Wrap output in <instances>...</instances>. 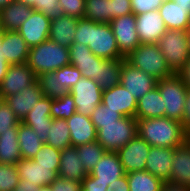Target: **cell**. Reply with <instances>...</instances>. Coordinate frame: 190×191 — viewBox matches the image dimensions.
Returning a JSON list of instances; mask_svg holds the SVG:
<instances>
[{
  "label": "cell",
  "mask_w": 190,
  "mask_h": 191,
  "mask_svg": "<svg viewBox=\"0 0 190 191\" xmlns=\"http://www.w3.org/2000/svg\"><path fill=\"white\" fill-rule=\"evenodd\" d=\"M74 43L89 46L94 55L103 59H125L118 49L109 23H97L85 18L78 19Z\"/></svg>",
  "instance_id": "6da1fadb"
},
{
  "label": "cell",
  "mask_w": 190,
  "mask_h": 191,
  "mask_svg": "<svg viewBox=\"0 0 190 191\" xmlns=\"http://www.w3.org/2000/svg\"><path fill=\"white\" fill-rule=\"evenodd\" d=\"M137 133L150 146L166 148H175L190 138L181 122L167 117L137 119Z\"/></svg>",
  "instance_id": "7a4b0ae2"
},
{
  "label": "cell",
  "mask_w": 190,
  "mask_h": 191,
  "mask_svg": "<svg viewBox=\"0 0 190 191\" xmlns=\"http://www.w3.org/2000/svg\"><path fill=\"white\" fill-rule=\"evenodd\" d=\"M27 65L36 77L70 64L69 48L47 39L29 49Z\"/></svg>",
  "instance_id": "3957f363"
},
{
  "label": "cell",
  "mask_w": 190,
  "mask_h": 191,
  "mask_svg": "<svg viewBox=\"0 0 190 191\" xmlns=\"http://www.w3.org/2000/svg\"><path fill=\"white\" fill-rule=\"evenodd\" d=\"M125 60L133 67L144 71L157 80L174 74L168 67L166 59L157 44H139L125 57Z\"/></svg>",
  "instance_id": "277c9868"
},
{
  "label": "cell",
  "mask_w": 190,
  "mask_h": 191,
  "mask_svg": "<svg viewBox=\"0 0 190 191\" xmlns=\"http://www.w3.org/2000/svg\"><path fill=\"white\" fill-rule=\"evenodd\" d=\"M137 135V119L123 116L116 123L98 124L97 142L106 152H117Z\"/></svg>",
  "instance_id": "5b68a950"
},
{
  "label": "cell",
  "mask_w": 190,
  "mask_h": 191,
  "mask_svg": "<svg viewBox=\"0 0 190 191\" xmlns=\"http://www.w3.org/2000/svg\"><path fill=\"white\" fill-rule=\"evenodd\" d=\"M165 108L164 117L181 122L184 112L187 85L178 74L157 81Z\"/></svg>",
  "instance_id": "8992f818"
},
{
  "label": "cell",
  "mask_w": 190,
  "mask_h": 191,
  "mask_svg": "<svg viewBox=\"0 0 190 191\" xmlns=\"http://www.w3.org/2000/svg\"><path fill=\"white\" fill-rule=\"evenodd\" d=\"M186 35L187 31L185 30L167 29L157 42L168 67L174 74H177L189 59Z\"/></svg>",
  "instance_id": "52a82bcc"
},
{
  "label": "cell",
  "mask_w": 190,
  "mask_h": 191,
  "mask_svg": "<svg viewBox=\"0 0 190 191\" xmlns=\"http://www.w3.org/2000/svg\"><path fill=\"white\" fill-rule=\"evenodd\" d=\"M100 86L93 80L81 77L69 93L74 99L76 112L90 117L92 111L102 103Z\"/></svg>",
  "instance_id": "ba28073f"
},
{
  "label": "cell",
  "mask_w": 190,
  "mask_h": 191,
  "mask_svg": "<svg viewBox=\"0 0 190 191\" xmlns=\"http://www.w3.org/2000/svg\"><path fill=\"white\" fill-rule=\"evenodd\" d=\"M109 24L116 38L120 53L126 57L140 44L136 31V15L132 13L117 17L112 19Z\"/></svg>",
  "instance_id": "9c48e42d"
},
{
  "label": "cell",
  "mask_w": 190,
  "mask_h": 191,
  "mask_svg": "<svg viewBox=\"0 0 190 191\" xmlns=\"http://www.w3.org/2000/svg\"><path fill=\"white\" fill-rule=\"evenodd\" d=\"M151 146L139 135L117 151L125 173L144 171Z\"/></svg>",
  "instance_id": "30bf717a"
},
{
  "label": "cell",
  "mask_w": 190,
  "mask_h": 191,
  "mask_svg": "<svg viewBox=\"0 0 190 191\" xmlns=\"http://www.w3.org/2000/svg\"><path fill=\"white\" fill-rule=\"evenodd\" d=\"M37 80L27 63L9 65L7 73L0 84L2 100L17 94L20 90L32 85Z\"/></svg>",
  "instance_id": "8fae6325"
},
{
  "label": "cell",
  "mask_w": 190,
  "mask_h": 191,
  "mask_svg": "<svg viewBox=\"0 0 190 191\" xmlns=\"http://www.w3.org/2000/svg\"><path fill=\"white\" fill-rule=\"evenodd\" d=\"M157 81L155 77L133 67L125 59L122 61L121 84L135 96L137 101L155 88Z\"/></svg>",
  "instance_id": "7c38bea8"
},
{
  "label": "cell",
  "mask_w": 190,
  "mask_h": 191,
  "mask_svg": "<svg viewBox=\"0 0 190 191\" xmlns=\"http://www.w3.org/2000/svg\"><path fill=\"white\" fill-rule=\"evenodd\" d=\"M70 64L82 73V77L93 79L99 85L100 57L94 55L83 43H73L69 47Z\"/></svg>",
  "instance_id": "4fadbf2b"
},
{
  "label": "cell",
  "mask_w": 190,
  "mask_h": 191,
  "mask_svg": "<svg viewBox=\"0 0 190 191\" xmlns=\"http://www.w3.org/2000/svg\"><path fill=\"white\" fill-rule=\"evenodd\" d=\"M50 26L51 19L41 12L33 11L17 32L26 41L28 47L32 48L49 39Z\"/></svg>",
  "instance_id": "5bb4252c"
},
{
  "label": "cell",
  "mask_w": 190,
  "mask_h": 191,
  "mask_svg": "<svg viewBox=\"0 0 190 191\" xmlns=\"http://www.w3.org/2000/svg\"><path fill=\"white\" fill-rule=\"evenodd\" d=\"M167 30L158 10L136 15V31L140 44H157Z\"/></svg>",
  "instance_id": "9a60e30c"
},
{
  "label": "cell",
  "mask_w": 190,
  "mask_h": 191,
  "mask_svg": "<svg viewBox=\"0 0 190 191\" xmlns=\"http://www.w3.org/2000/svg\"><path fill=\"white\" fill-rule=\"evenodd\" d=\"M102 103L122 116L135 118L137 99L121 83L102 92Z\"/></svg>",
  "instance_id": "2e32d148"
},
{
  "label": "cell",
  "mask_w": 190,
  "mask_h": 191,
  "mask_svg": "<svg viewBox=\"0 0 190 191\" xmlns=\"http://www.w3.org/2000/svg\"><path fill=\"white\" fill-rule=\"evenodd\" d=\"M50 109L51 99L43 96L21 121L26 126L31 127L44 143L53 121Z\"/></svg>",
  "instance_id": "e0dca14e"
},
{
  "label": "cell",
  "mask_w": 190,
  "mask_h": 191,
  "mask_svg": "<svg viewBox=\"0 0 190 191\" xmlns=\"http://www.w3.org/2000/svg\"><path fill=\"white\" fill-rule=\"evenodd\" d=\"M169 182L190 188V138L173 148Z\"/></svg>",
  "instance_id": "ac0fdd59"
},
{
  "label": "cell",
  "mask_w": 190,
  "mask_h": 191,
  "mask_svg": "<svg viewBox=\"0 0 190 191\" xmlns=\"http://www.w3.org/2000/svg\"><path fill=\"white\" fill-rule=\"evenodd\" d=\"M43 96V92L36 80L32 85L20 90L15 95L6 97L4 100L18 119L22 121Z\"/></svg>",
  "instance_id": "d6986e66"
},
{
  "label": "cell",
  "mask_w": 190,
  "mask_h": 191,
  "mask_svg": "<svg viewBox=\"0 0 190 191\" xmlns=\"http://www.w3.org/2000/svg\"><path fill=\"white\" fill-rule=\"evenodd\" d=\"M20 179L34 183L40 187L50 185L58 177L52 167H44L32 159L22 158L16 163Z\"/></svg>",
  "instance_id": "ffe728a7"
},
{
  "label": "cell",
  "mask_w": 190,
  "mask_h": 191,
  "mask_svg": "<svg viewBox=\"0 0 190 191\" xmlns=\"http://www.w3.org/2000/svg\"><path fill=\"white\" fill-rule=\"evenodd\" d=\"M1 45L3 55L10 65L27 62L30 48L17 31L2 30Z\"/></svg>",
  "instance_id": "44dd1931"
},
{
  "label": "cell",
  "mask_w": 190,
  "mask_h": 191,
  "mask_svg": "<svg viewBox=\"0 0 190 191\" xmlns=\"http://www.w3.org/2000/svg\"><path fill=\"white\" fill-rule=\"evenodd\" d=\"M66 121L70 130L71 146L97 141V129L90 117L75 112Z\"/></svg>",
  "instance_id": "7402d4cb"
},
{
  "label": "cell",
  "mask_w": 190,
  "mask_h": 191,
  "mask_svg": "<svg viewBox=\"0 0 190 191\" xmlns=\"http://www.w3.org/2000/svg\"><path fill=\"white\" fill-rule=\"evenodd\" d=\"M172 160L173 148L151 146L145 170L163 181H169Z\"/></svg>",
  "instance_id": "603a6c76"
},
{
  "label": "cell",
  "mask_w": 190,
  "mask_h": 191,
  "mask_svg": "<svg viewBox=\"0 0 190 191\" xmlns=\"http://www.w3.org/2000/svg\"><path fill=\"white\" fill-rule=\"evenodd\" d=\"M168 30L190 31V11L173 0H166L158 9Z\"/></svg>",
  "instance_id": "cb8c5ba5"
},
{
  "label": "cell",
  "mask_w": 190,
  "mask_h": 191,
  "mask_svg": "<svg viewBox=\"0 0 190 191\" xmlns=\"http://www.w3.org/2000/svg\"><path fill=\"white\" fill-rule=\"evenodd\" d=\"M90 174L103 184H110L126 175L117 152H105Z\"/></svg>",
  "instance_id": "d4e9b609"
},
{
  "label": "cell",
  "mask_w": 190,
  "mask_h": 191,
  "mask_svg": "<svg viewBox=\"0 0 190 191\" xmlns=\"http://www.w3.org/2000/svg\"><path fill=\"white\" fill-rule=\"evenodd\" d=\"M58 176L82 182L89 174L79 159L77 147L69 146L61 150Z\"/></svg>",
  "instance_id": "484cf974"
},
{
  "label": "cell",
  "mask_w": 190,
  "mask_h": 191,
  "mask_svg": "<svg viewBox=\"0 0 190 191\" xmlns=\"http://www.w3.org/2000/svg\"><path fill=\"white\" fill-rule=\"evenodd\" d=\"M34 10L24 3L13 1L0 10V26L5 31H17Z\"/></svg>",
  "instance_id": "4316f807"
},
{
  "label": "cell",
  "mask_w": 190,
  "mask_h": 191,
  "mask_svg": "<svg viewBox=\"0 0 190 191\" xmlns=\"http://www.w3.org/2000/svg\"><path fill=\"white\" fill-rule=\"evenodd\" d=\"M78 18L63 15L51 20L49 39L61 46L69 48L74 43Z\"/></svg>",
  "instance_id": "83f0119b"
},
{
  "label": "cell",
  "mask_w": 190,
  "mask_h": 191,
  "mask_svg": "<svg viewBox=\"0 0 190 191\" xmlns=\"http://www.w3.org/2000/svg\"><path fill=\"white\" fill-rule=\"evenodd\" d=\"M165 108L159 89L155 87L137 101L135 118L164 117Z\"/></svg>",
  "instance_id": "f1b7e54d"
},
{
  "label": "cell",
  "mask_w": 190,
  "mask_h": 191,
  "mask_svg": "<svg viewBox=\"0 0 190 191\" xmlns=\"http://www.w3.org/2000/svg\"><path fill=\"white\" fill-rule=\"evenodd\" d=\"M22 159L19 142L18 127H13L11 132L0 135V163L16 165Z\"/></svg>",
  "instance_id": "f546056e"
},
{
  "label": "cell",
  "mask_w": 190,
  "mask_h": 191,
  "mask_svg": "<svg viewBox=\"0 0 190 191\" xmlns=\"http://www.w3.org/2000/svg\"><path fill=\"white\" fill-rule=\"evenodd\" d=\"M18 142L22 158L33 159L44 142L37 133L22 122L18 124Z\"/></svg>",
  "instance_id": "4dcf8cb0"
},
{
  "label": "cell",
  "mask_w": 190,
  "mask_h": 191,
  "mask_svg": "<svg viewBox=\"0 0 190 191\" xmlns=\"http://www.w3.org/2000/svg\"><path fill=\"white\" fill-rule=\"evenodd\" d=\"M123 60L100 58L99 86L103 91L121 83Z\"/></svg>",
  "instance_id": "1f68e13d"
},
{
  "label": "cell",
  "mask_w": 190,
  "mask_h": 191,
  "mask_svg": "<svg viewBox=\"0 0 190 191\" xmlns=\"http://www.w3.org/2000/svg\"><path fill=\"white\" fill-rule=\"evenodd\" d=\"M129 191H161L164 181L151 173L144 171H133L126 174Z\"/></svg>",
  "instance_id": "d6a6232c"
},
{
  "label": "cell",
  "mask_w": 190,
  "mask_h": 191,
  "mask_svg": "<svg viewBox=\"0 0 190 191\" xmlns=\"http://www.w3.org/2000/svg\"><path fill=\"white\" fill-rule=\"evenodd\" d=\"M37 82L39 83L43 95L50 99L61 98L69 94L66 87L61 85L60 69L37 76Z\"/></svg>",
  "instance_id": "836d02e7"
},
{
  "label": "cell",
  "mask_w": 190,
  "mask_h": 191,
  "mask_svg": "<svg viewBox=\"0 0 190 191\" xmlns=\"http://www.w3.org/2000/svg\"><path fill=\"white\" fill-rule=\"evenodd\" d=\"M45 143L59 150L71 146L70 130L66 120L53 119Z\"/></svg>",
  "instance_id": "e575fe53"
},
{
  "label": "cell",
  "mask_w": 190,
  "mask_h": 191,
  "mask_svg": "<svg viewBox=\"0 0 190 191\" xmlns=\"http://www.w3.org/2000/svg\"><path fill=\"white\" fill-rule=\"evenodd\" d=\"M83 18L97 23H110L111 0H86Z\"/></svg>",
  "instance_id": "d590c367"
},
{
  "label": "cell",
  "mask_w": 190,
  "mask_h": 191,
  "mask_svg": "<svg viewBox=\"0 0 190 191\" xmlns=\"http://www.w3.org/2000/svg\"><path fill=\"white\" fill-rule=\"evenodd\" d=\"M78 156L85 170L90 173L106 150L97 142L77 146Z\"/></svg>",
  "instance_id": "8d00e7d4"
},
{
  "label": "cell",
  "mask_w": 190,
  "mask_h": 191,
  "mask_svg": "<svg viewBox=\"0 0 190 191\" xmlns=\"http://www.w3.org/2000/svg\"><path fill=\"white\" fill-rule=\"evenodd\" d=\"M76 112V105L71 94H66L61 98L51 99V117L53 119L67 120Z\"/></svg>",
  "instance_id": "74e56055"
},
{
  "label": "cell",
  "mask_w": 190,
  "mask_h": 191,
  "mask_svg": "<svg viewBox=\"0 0 190 191\" xmlns=\"http://www.w3.org/2000/svg\"><path fill=\"white\" fill-rule=\"evenodd\" d=\"M60 155L61 150L44 143L32 160H34L41 166L52 167V169L58 173Z\"/></svg>",
  "instance_id": "f35d334b"
},
{
  "label": "cell",
  "mask_w": 190,
  "mask_h": 191,
  "mask_svg": "<svg viewBox=\"0 0 190 191\" xmlns=\"http://www.w3.org/2000/svg\"><path fill=\"white\" fill-rule=\"evenodd\" d=\"M19 180L16 165L0 163V191H14Z\"/></svg>",
  "instance_id": "ab89813d"
},
{
  "label": "cell",
  "mask_w": 190,
  "mask_h": 191,
  "mask_svg": "<svg viewBox=\"0 0 190 191\" xmlns=\"http://www.w3.org/2000/svg\"><path fill=\"white\" fill-rule=\"evenodd\" d=\"M123 116L109 107L99 104L91 113L90 119L98 130V124L116 123V120L121 119Z\"/></svg>",
  "instance_id": "60d3db41"
},
{
  "label": "cell",
  "mask_w": 190,
  "mask_h": 191,
  "mask_svg": "<svg viewBox=\"0 0 190 191\" xmlns=\"http://www.w3.org/2000/svg\"><path fill=\"white\" fill-rule=\"evenodd\" d=\"M21 121L18 119L14 111L5 102L0 101V135L2 133L11 132L13 127H18Z\"/></svg>",
  "instance_id": "b9f144b4"
},
{
  "label": "cell",
  "mask_w": 190,
  "mask_h": 191,
  "mask_svg": "<svg viewBox=\"0 0 190 191\" xmlns=\"http://www.w3.org/2000/svg\"><path fill=\"white\" fill-rule=\"evenodd\" d=\"M36 11L43 13L51 20L63 16L59 0H36Z\"/></svg>",
  "instance_id": "7bdbcfd3"
},
{
  "label": "cell",
  "mask_w": 190,
  "mask_h": 191,
  "mask_svg": "<svg viewBox=\"0 0 190 191\" xmlns=\"http://www.w3.org/2000/svg\"><path fill=\"white\" fill-rule=\"evenodd\" d=\"M86 0H59L63 15L83 18Z\"/></svg>",
  "instance_id": "ee69618b"
},
{
  "label": "cell",
  "mask_w": 190,
  "mask_h": 191,
  "mask_svg": "<svg viewBox=\"0 0 190 191\" xmlns=\"http://www.w3.org/2000/svg\"><path fill=\"white\" fill-rule=\"evenodd\" d=\"M82 77V73L78 68L69 64L60 68L61 85L65 86L68 91L78 82Z\"/></svg>",
  "instance_id": "f6af8a7d"
},
{
  "label": "cell",
  "mask_w": 190,
  "mask_h": 191,
  "mask_svg": "<svg viewBox=\"0 0 190 191\" xmlns=\"http://www.w3.org/2000/svg\"><path fill=\"white\" fill-rule=\"evenodd\" d=\"M132 13L139 15L153 10H158L166 0H130Z\"/></svg>",
  "instance_id": "bcb514c9"
},
{
  "label": "cell",
  "mask_w": 190,
  "mask_h": 191,
  "mask_svg": "<svg viewBox=\"0 0 190 191\" xmlns=\"http://www.w3.org/2000/svg\"><path fill=\"white\" fill-rule=\"evenodd\" d=\"M50 186L52 191H82V182L60 176Z\"/></svg>",
  "instance_id": "7dc6e473"
},
{
  "label": "cell",
  "mask_w": 190,
  "mask_h": 191,
  "mask_svg": "<svg viewBox=\"0 0 190 191\" xmlns=\"http://www.w3.org/2000/svg\"><path fill=\"white\" fill-rule=\"evenodd\" d=\"M132 14L130 0H111V18Z\"/></svg>",
  "instance_id": "c3c4849f"
},
{
  "label": "cell",
  "mask_w": 190,
  "mask_h": 191,
  "mask_svg": "<svg viewBox=\"0 0 190 191\" xmlns=\"http://www.w3.org/2000/svg\"><path fill=\"white\" fill-rule=\"evenodd\" d=\"M108 184H103L98 181V178L93 177L90 173L82 181L83 191H106Z\"/></svg>",
  "instance_id": "681fc988"
},
{
  "label": "cell",
  "mask_w": 190,
  "mask_h": 191,
  "mask_svg": "<svg viewBox=\"0 0 190 191\" xmlns=\"http://www.w3.org/2000/svg\"><path fill=\"white\" fill-rule=\"evenodd\" d=\"M181 124L183 125L184 129L190 134V88L187 89Z\"/></svg>",
  "instance_id": "f907efd6"
},
{
  "label": "cell",
  "mask_w": 190,
  "mask_h": 191,
  "mask_svg": "<svg viewBox=\"0 0 190 191\" xmlns=\"http://www.w3.org/2000/svg\"><path fill=\"white\" fill-rule=\"evenodd\" d=\"M106 191H129L127 175H124L110 183Z\"/></svg>",
  "instance_id": "816d5d0a"
},
{
  "label": "cell",
  "mask_w": 190,
  "mask_h": 191,
  "mask_svg": "<svg viewBox=\"0 0 190 191\" xmlns=\"http://www.w3.org/2000/svg\"><path fill=\"white\" fill-rule=\"evenodd\" d=\"M40 186L34 183H29L25 179H20L18 185L14 188V191H37Z\"/></svg>",
  "instance_id": "f5cc1de1"
},
{
  "label": "cell",
  "mask_w": 190,
  "mask_h": 191,
  "mask_svg": "<svg viewBox=\"0 0 190 191\" xmlns=\"http://www.w3.org/2000/svg\"><path fill=\"white\" fill-rule=\"evenodd\" d=\"M161 191H190V188L169 181H164Z\"/></svg>",
  "instance_id": "db71d44e"
},
{
  "label": "cell",
  "mask_w": 190,
  "mask_h": 191,
  "mask_svg": "<svg viewBox=\"0 0 190 191\" xmlns=\"http://www.w3.org/2000/svg\"><path fill=\"white\" fill-rule=\"evenodd\" d=\"M177 74L185 82L187 87L190 88V58L186 62L185 66Z\"/></svg>",
  "instance_id": "11a10c76"
},
{
  "label": "cell",
  "mask_w": 190,
  "mask_h": 191,
  "mask_svg": "<svg viewBox=\"0 0 190 191\" xmlns=\"http://www.w3.org/2000/svg\"><path fill=\"white\" fill-rule=\"evenodd\" d=\"M9 63L6 61V59H0V84L2 83L6 73L7 69L9 67Z\"/></svg>",
  "instance_id": "9f6ffc18"
},
{
  "label": "cell",
  "mask_w": 190,
  "mask_h": 191,
  "mask_svg": "<svg viewBox=\"0 0 190 191\" xmlns=\"http://www.w3.org/2000/svg\"><path fill=\"white\" fill-rule=\"evenodd\" d=\"M30 6L34 11H36V0H15Z\"/></svg>",
  "instance_id": "6f0895ef"
},
{
  "label": "cell",
  "mask_w": 190,
  "mask_h": 191,
  "mask_svg": "<svg viewBox=\"0 0 190 191\" xmlns=\"http://www.w3.org/2000/svg\"><path fill=\"white\" fill-rule=\"evenodd\" d=\"M175 3L180 4L182 7H188L190 11V0H173Z\"/></svg>",
  "instance_id": "680465c9"
},
{
  "label": "cell",
  "mask_w": 190,
  "mask_h": 191,
  "mask_svg": "<svg viewBox=\"0 0 190 191\" xmlns=\"http://www.w3.org/2000/svg\"><path fill=\"white\" fill-rule=\"evenodd\" d=\"M14 0H0V10L12 3Z\"/></svg>",
  "instance_id": "91938a15"
},
{
  "label": "cell",
  "mask_w": 190,
  "mask_h": 191,
  "mask_svg": "<svg viewBox=\"0 0 190 191\" xmlns=\"http://www.w3.org/2000/svg\"><path fill=\"white\" fill-rule=\"evenodd\" d=\"M186 39H187V51H188V56H189V58H190V31H187Z\"/></svg>",
  "instance_id": "94428289"
},
{
  "label": "cell",
  "mask_w": 190,
  "mask_h": 191,
  "mask_svg": "<svg viewBox=\"0 0 190 191\" xmlns=\"http://www.w3.org/2000/svg\"><path fill=\"white\" fill-rule=\"evenodd\" d=\"M1 32H2V29L0 26V59H5V56L3 55V47L1 45Z\"/></svg>",
  "instance_id": "6125c7cd"
},
{
  "label": "cell",
  "mask_w": 190,
  "mask_h": 191,
  "mask_svg": "<svg viewBox=\"0 0 190 191\" xmlns=\"http://www.w3.org/2000/svg\"><path fill=\"white\" fill-rule=\"evenodd\" d=\"M37 191H52L50 185L42 186Z\"/></svg>",
  "instance_id": "be15d7a7"
}]
</instances>
